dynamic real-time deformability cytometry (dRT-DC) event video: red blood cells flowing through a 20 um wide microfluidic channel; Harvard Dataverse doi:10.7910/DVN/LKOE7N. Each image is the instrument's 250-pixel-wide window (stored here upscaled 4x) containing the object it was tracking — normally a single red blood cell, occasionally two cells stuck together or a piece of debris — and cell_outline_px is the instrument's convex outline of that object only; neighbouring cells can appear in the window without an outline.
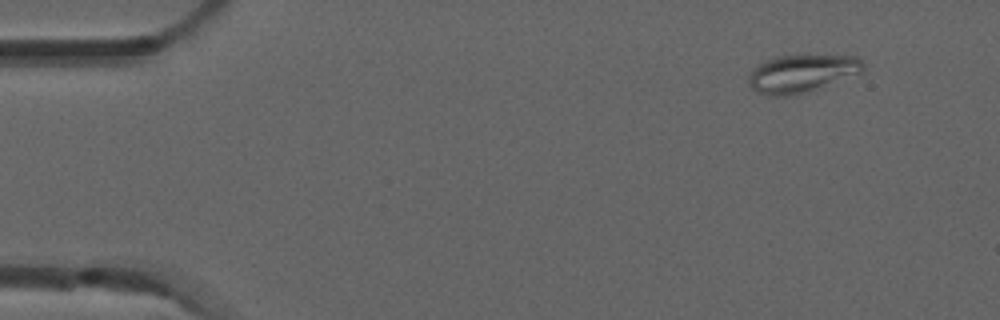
{"species": "common noctule bat (a hibernating species)", "species_latin": "Nyctalus noctula", "temperature_condition": "room temperature", "stored_images_in_passage": 5, "camera_frame_rate_fps": 3000, "um_per_image_px": 0.085, "animal": {"sex": "male", "forearm_length_mm": 52.5}, "frame": {"image": 1, "passage_image": 1, "time_ms": 0.0, "image_size_px": [1000, 320], "cell_outline_px": [[864, 68], [860, 72], [812, 92], [784, 96], [768, 96], [756, 92], [748, 84], [748, 76], [764, 60], [776, 56], [856, 56], [864, 64]], "centroid_in_image_um": [68.12, 6.27], "position_along_channel_um": 16.9, "area_um2": 25.09}}